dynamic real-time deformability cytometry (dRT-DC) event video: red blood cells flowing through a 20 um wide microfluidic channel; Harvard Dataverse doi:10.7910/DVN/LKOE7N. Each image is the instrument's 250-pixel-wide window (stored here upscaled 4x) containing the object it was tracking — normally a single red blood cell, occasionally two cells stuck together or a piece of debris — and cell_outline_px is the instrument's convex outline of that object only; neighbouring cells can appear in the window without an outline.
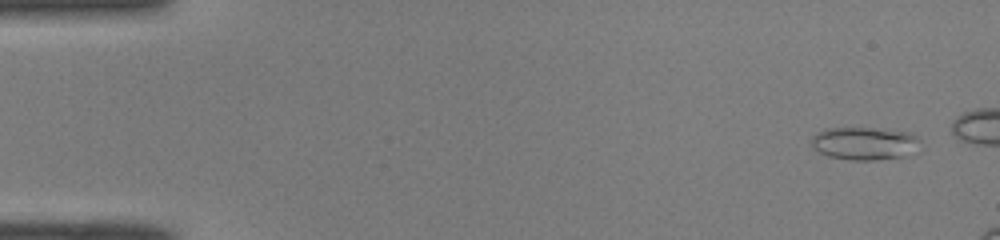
{"species": "common noctule bat (a hibernating species)", "species_latin": "Nyctalus noctula", "temperature_condition": "room temperature", "stored_images_in_passage": 11, "camera_frame_rate_fps": 3000, "um_per_image_px": 0.085, "animal": {"sex": "male", "body_mass_g": 19.0, "forearm_length_mm": 50.8}, "frame": {"image": 1, "passage_image": 1, "time_ms": 0.0, "image_size_px": [1000, 240], "cell_outline_px": [[920, 152], [904, 156], [876, 160], [848, 160], [828, 156], [812, 148], [812, 136], [816, 132], [828, 128], [872, 128], [912, 132], [920, 140]], "centroid_in_image_um": [73.54, 12.2], "position_along_channel_um": 11.5, "area_um2": 21.27}}